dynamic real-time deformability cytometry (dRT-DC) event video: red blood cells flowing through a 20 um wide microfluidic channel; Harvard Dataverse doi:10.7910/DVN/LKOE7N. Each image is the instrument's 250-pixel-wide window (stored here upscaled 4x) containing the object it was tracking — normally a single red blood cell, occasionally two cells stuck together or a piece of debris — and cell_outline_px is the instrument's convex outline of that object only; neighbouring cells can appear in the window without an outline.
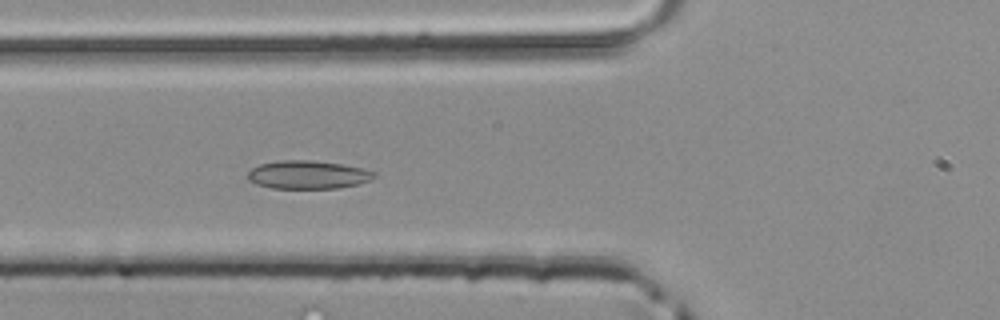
{"species": "common noctule bat (a hibernating species)", "species_latin": "Nyctalus noctula", "temperature_condition": "room temperature", "stored_images_in_passage": 38, "camera_frame_rate_fps": 3000, "um_per_image_px": 0.085, "animal": {"sex": "male", "body_mass_g": 20.4}, "frame": {"image": 1, "passage_image": 8, "time_ms": 2.333, "image_size_px": [1000, 320], "cell_outline_px": [[376, 176], [372, 180], [360, 184], [336, 188], [272, 188], [256, 184], [248, 180], [248, 172], [252, 168], [260, 164], [280, 160], [312, 160], [340, 164], [364, 168], [376, 172]], "centroid_in_image_um": [26.2, 14.85], "position_along_channel_um": 99.6, "area_um2": 20.92}}
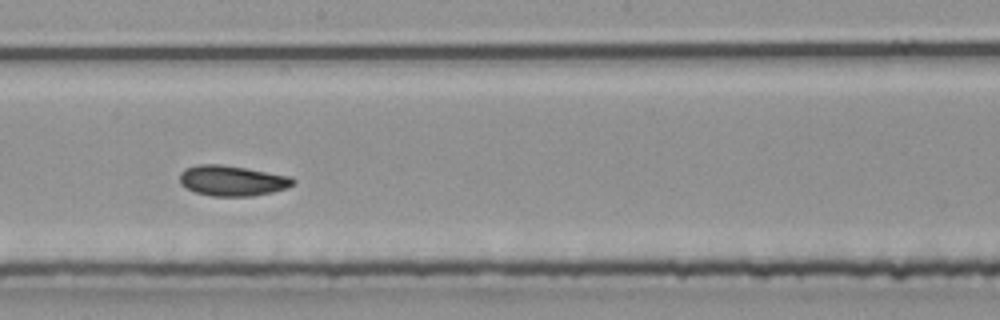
{"frame": {"image": 2, "passage_image": 17, "time_ms": 5.333, "image_size_px": [1000, 320], "cell_outline_px": [[296, 184], [288, 188], [272, 192], [252, 196], [212, 196], [196, 192], [180, 184], [180, 172], [184, 168], [200, 164], [220, 164], [292, 176], [296, 180]], "centroid_in_image_um": [19.77, 15.35], "position_along_channel_um": 228.4, "area_um2": 20.17}}
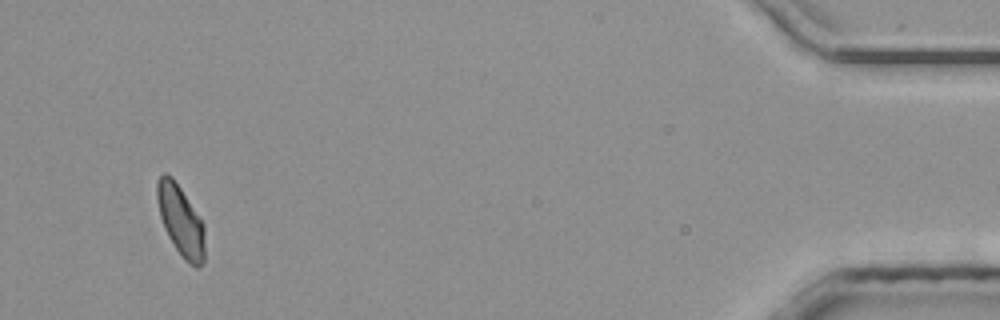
{"frame": {"image": 3, "passage_image": 36, "time_ms": 11.667, "image_size_px": [1000, 320], "cell_outline_px": [[204, 260], [200, 268], [196, 268], [184, 260], [180, 256], [168, 236], [164, 228], [160, 216], [156, 200], [156, 180], [164, 172], [172, 176], [204, 224]], "centroid_in_image_um": [15.34, 18.77], "position_along_channel_um": 419.9, "area_um2": 19.71}}